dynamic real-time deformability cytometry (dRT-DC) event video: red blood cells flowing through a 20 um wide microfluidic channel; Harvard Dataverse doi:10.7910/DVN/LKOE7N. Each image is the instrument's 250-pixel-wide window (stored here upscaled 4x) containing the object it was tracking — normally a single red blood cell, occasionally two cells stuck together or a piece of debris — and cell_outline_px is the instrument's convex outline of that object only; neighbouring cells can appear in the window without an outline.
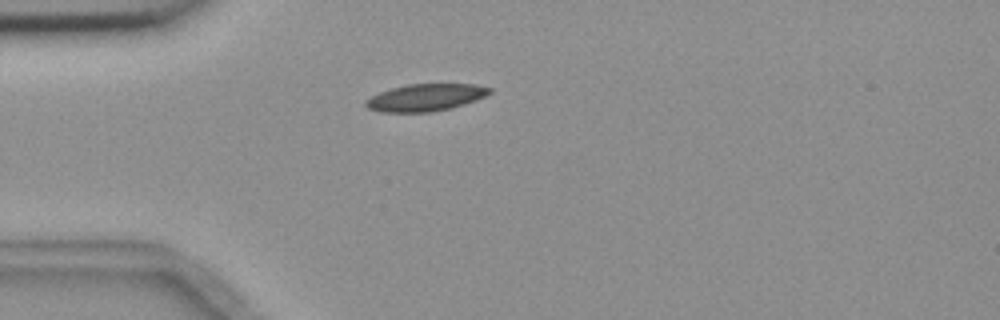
{"species": "common noctule bat (a hibernating species)", "species_latin": "Nyctalus noctula", "temperature_condition": "room temperature", "stored_images_in_passage": 2, "camera_frame_rate_fps": 3000, "um_per_image_px": 0.085, "animal": {"sex": "female", "body_mass_g": 18.4}, "frame": {"image": 1, "passage_image": 1, "time_ms": 0.0, "image_size_px": [1000, 320], "cell_outline_px": [[492, 92], [476, 100], [452, 108], [432, 112], [380, 112], [368, 108], [364, 104], [364, 100], [380, 92], [392, 88], [408, 84], [476, 84], [492, 88]], "centroid_in_image_um": [36.17, 8.29], "position_along_channel_um": 48.8, "area_um2": 19.65}}